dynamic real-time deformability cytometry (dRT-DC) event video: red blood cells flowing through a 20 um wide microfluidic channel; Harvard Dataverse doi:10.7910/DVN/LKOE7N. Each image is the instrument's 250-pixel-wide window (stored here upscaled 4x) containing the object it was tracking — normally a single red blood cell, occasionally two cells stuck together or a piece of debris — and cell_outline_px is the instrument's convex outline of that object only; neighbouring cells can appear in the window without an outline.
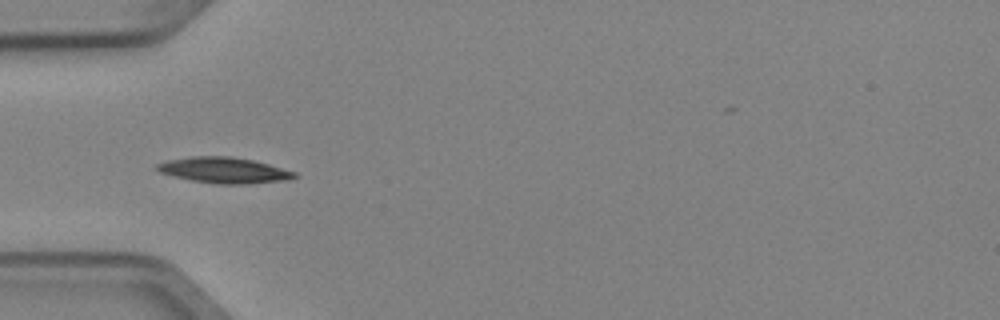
{"species": "Egyptian fruit bat (a non-hibernating species)", "species_latin": "Rousettus aegyptiacus", "temperature_condition": "cold", "stored_images_in_passage": 4, "camera_frame_rate_fps": 3000, "um_per_image_px": 0.085, "animal": {"sex": "female"}, "frame": {"image": 1, "passage_image": 4, "time_ms": 1.0, "image_size_px": [1000, 320], "cell_outline_px": [[296, 176], [288, 180], [248, 184], [216, 184], [192, 180], [172, 176], [160, 172], [152, 168], [156, 164], [168, 160], [192, 156], [232, 156], [252, 160], [268, 164], [296, 172]], "centroid_in_image_um": [19.01, 14.47], "position_along_channel_um": 66.0, "area_um2": 20.75}}